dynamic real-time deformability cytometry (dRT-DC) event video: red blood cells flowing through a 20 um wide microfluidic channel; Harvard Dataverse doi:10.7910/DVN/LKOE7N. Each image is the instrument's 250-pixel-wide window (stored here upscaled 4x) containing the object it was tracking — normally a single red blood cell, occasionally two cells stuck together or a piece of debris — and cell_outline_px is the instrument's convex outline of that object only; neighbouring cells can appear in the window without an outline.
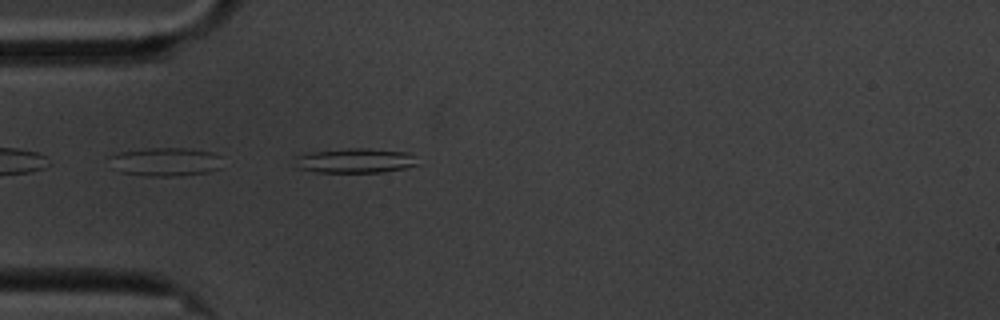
{"species": "common noctule bat (a hibernating species)", "species_latin": "Nyctalus noctula", "temperature_condition": "cold", "stored_images_in_passage": 44, "camera_frame_rate_fps": 3000, "um_per_image_px": 0.085, "animal": {"sex": "male", "body_mass_g": 20.1, "forearm_length_mm": 53.5}, "frame": {"image": 1, "passage_image": 2, "time_ms": 0.333, "image_size_px": [1000, 320], "cell_outline_px": [[420, 164], [404, 168], [380, 172], [316, 172], [300, 168], [296, 156], [308, 152], [348, 148], [368, 148], [408, 152]], "centroid_in_image_um": [30.23, 13.64], "position_along_channel_um": 54.8, "area_um2": 17.4}}
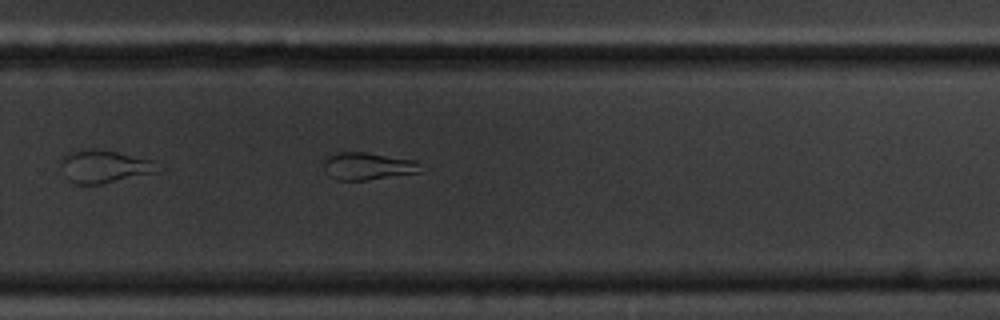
{"frame": {"image": 2, "passage_image": 24, "time_ms": 7.667, "image_size_px": [1000, 320], "cell_outline_px": [[428, 168], [420, 172], [368, 180], [336, 180], [328, 176], [324, 168], [324, 156], [336, 152], [364, 152], [416, 160]], "centroid_in_image_um": [31.29, 14.12], "position_along_channel_um": 298.5, "area_um2": 15.9}}
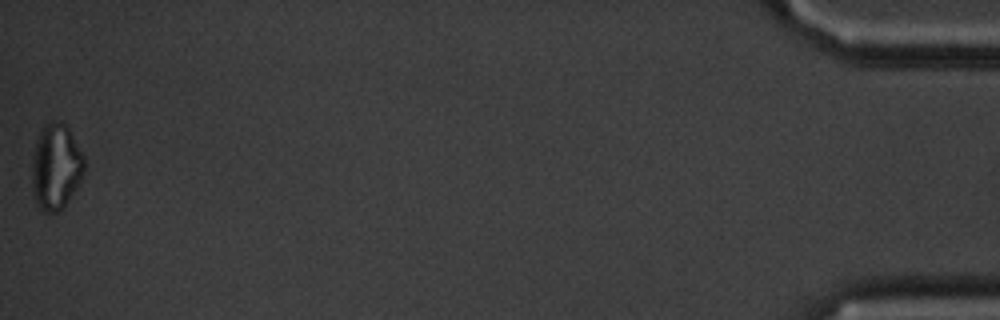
{"frame": {"image": 3, "passage_image": 44, "time_ms": 14.333, "image_size_px": [1000, 320], "cell_outline_px": [[84, 168], [80, 180], [64, 208], [56, 212], [44, 212], [36, 204], [32, 188], [32, 160], [36, 140], [44, 124], [52, 120], [60, 120], [68, 128], [84, 156]], "centroid_in_image_um": [4.73, 14.17], "position_along_channel_um": 430.5, "area_um2": 26.13}, "authors_computed_cell_mechanics": {"area_um2": 16.8487, "velocity_mm_per_s": 3.405, "shape_relaxation_time_tau1_ms": null, "shape_relaxation_time_tau2_ms": 6.684, "deformation_change_tau1": null, "deformation_change_tau2": 0.1802}}